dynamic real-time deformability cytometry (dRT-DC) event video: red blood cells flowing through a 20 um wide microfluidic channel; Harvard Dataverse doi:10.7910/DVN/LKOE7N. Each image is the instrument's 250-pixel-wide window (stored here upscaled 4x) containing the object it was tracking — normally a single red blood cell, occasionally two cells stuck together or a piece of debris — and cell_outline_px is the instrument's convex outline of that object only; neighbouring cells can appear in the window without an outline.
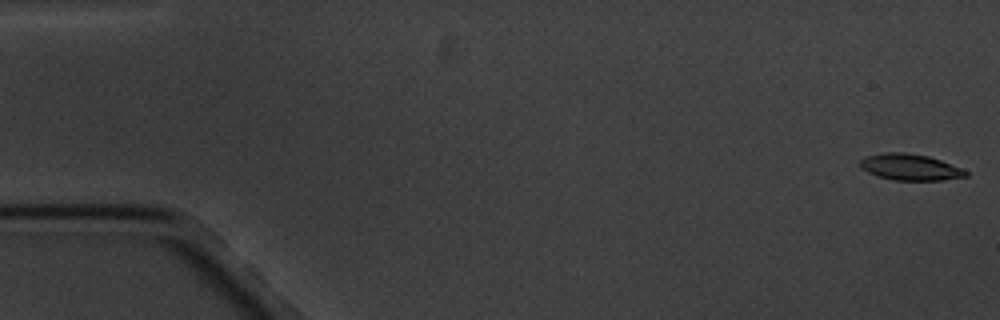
{"species": "common noctule bat (a hibernating species)", "species_latin": "Nyctalus noctula", "temperature_condition": "cold", "stored_images_in_passage": 12, "camera_frame_rate_fps": 3000, "um_per_image_px": 0.085, "animal": {"sex": "male", "body_mass_g": 20.1, "forearm_length_mm": 53.5}, "frame": {"image": 1, "passage_image": 1, "time_ms": 0.0, "image_size_px": [1000, 320], "cell_outline_px": [[968, 176], [940, 180], [892, 180], [876, 176], [860, 168], [860, 160], [864, 156], [884, 152], [904, 152], [928, 156], [940, 160], [960, 168], [968, 172]], "centroid_in_image_um": [77.3, 14.2], "position_along_channel_um": 7.7, "area_um2": 16.18}}
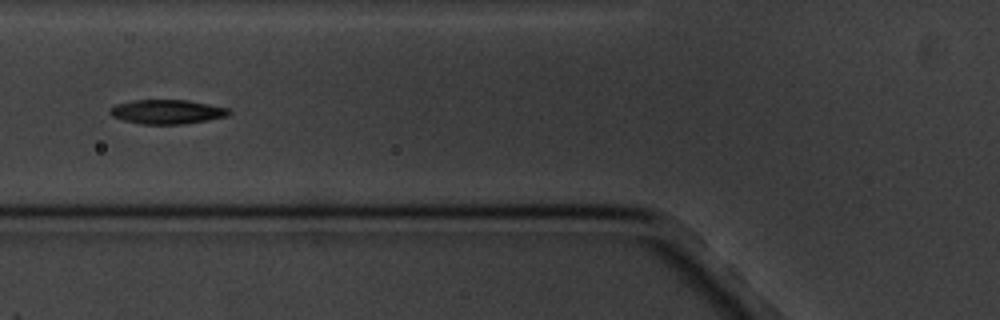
{"frame": {"image": 2, "passage_image": 7, "time_ms": 7.0, "image_size_px": [1000, 320], "cell_outline_px": [[232, 112], [228, 116], [184, 124], [140, 124], [124, 120], [112, 116], [108, 112], [108, 108], [116, 104], [132, 100], [188, 100], [228, 108]], "centroid_in_image_um": [14.17, 9.5], "position_along_channel_um": 111.6, "area_um2": 16.88}}
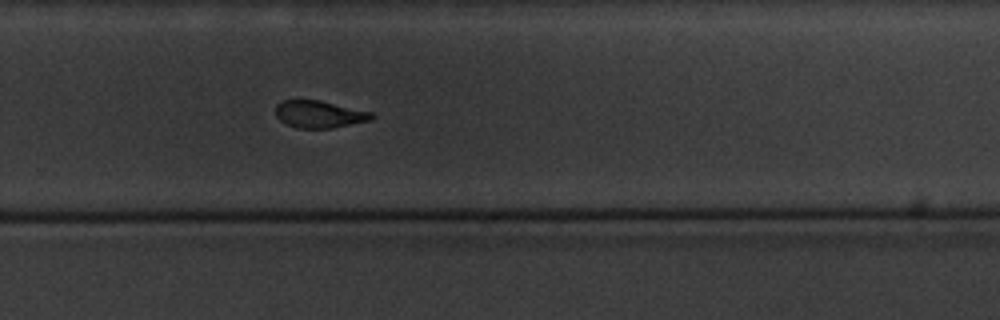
{"frame": {"image": 3, "passage_image": 12, "time_ms": 12.667, "image_size_px": [1000, 320], "cell_outline_px": [[376, 116], [372, 120], [332, 128], [296, 128], [280, 120], [276, 116], [276, 104], [284, 100], [320, 100], [372, 112]], "centroid_in_image_um": [27.17, 9.71], "position_along_channel_um": 302.6, "area_um2": 15.26}}